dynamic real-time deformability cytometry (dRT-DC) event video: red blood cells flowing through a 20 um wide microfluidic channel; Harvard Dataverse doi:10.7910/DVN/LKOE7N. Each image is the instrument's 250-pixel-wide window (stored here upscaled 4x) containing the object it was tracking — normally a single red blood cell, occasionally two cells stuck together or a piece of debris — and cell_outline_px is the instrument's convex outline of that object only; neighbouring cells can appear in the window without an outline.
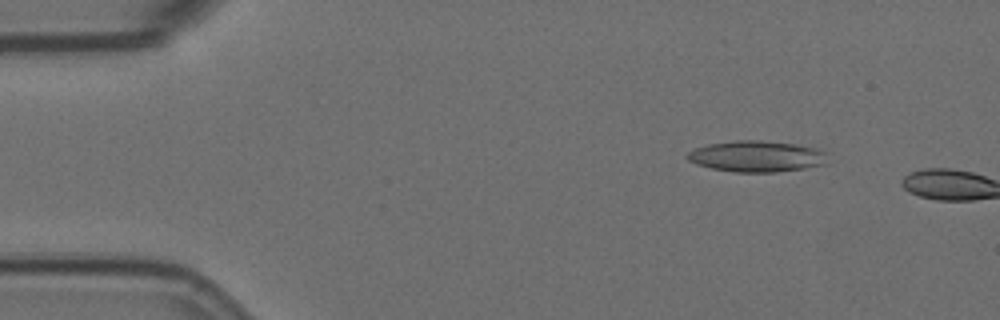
{"species": "Egyptian fruit bat (a non-hibernating species)", "species_latin": "Rousettus aegyptiacus", "temperature_condition": "room temperature", "stored_images_in_passage": 9, "camera_frame_rate_fps": 3000, "um_per_image_px": 0.085, "animal": {"sex": "female"}, "frame": {"image": 1, "passage_image": 7, "time_ms": 2.0, "image_size_px": [1000, 320], "cell_outline_px": [[828, 164], [804, 168], [776, 172], [732, 172], [712, 168], [696, 164], [688, 160], [684, 156], [688, 152], [696, 148], [708, 144], [740, 140], [756, 140], [792, 144], [812, 148], [824, 152]], "centroid_in_image_um": [64.26, 13.3], "position_along_channel_um": 20.7, "area_um2": 25.14}}